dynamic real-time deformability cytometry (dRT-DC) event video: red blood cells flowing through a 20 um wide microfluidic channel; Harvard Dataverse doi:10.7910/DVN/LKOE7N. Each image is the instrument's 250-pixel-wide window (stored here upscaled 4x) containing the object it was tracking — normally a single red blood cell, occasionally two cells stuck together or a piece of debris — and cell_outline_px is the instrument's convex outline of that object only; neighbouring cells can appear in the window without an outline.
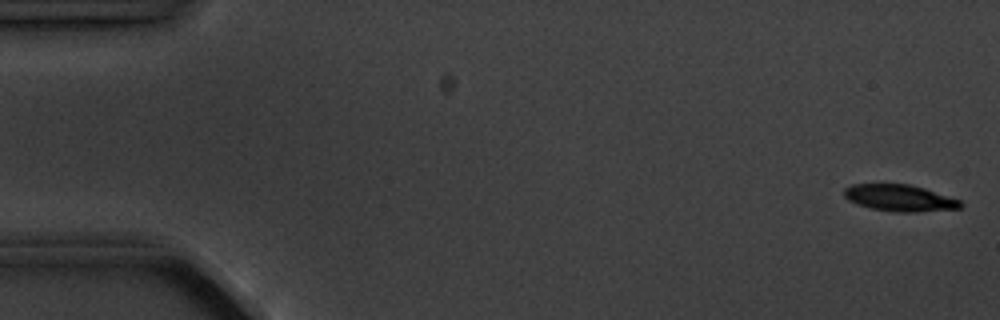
{"species": "common noctule bat (a hibernating species)", "species_latin": "Nyctalus noctula", "temperature_condition": "cold", "stored_images_in_passage": 5, "camera_frame_rate_fps": 3000, "um_per_image_px": 0.085, "animal": {"sex": "male", "body_mass_g": 20.1, "forearm_length_mm": 53.5}, "frame": {"image": 1, "passage_image": 1, "time_ms": 0.0, "image_size_px": [1000, 320], "cell_outline_px": [[964, 204], [960, 208], [916, 212], [892, 212], [872, 208], [848, 200], [844, 196], [844, 188], [852, 184], [908, 184], [924, 188], [960, 200]], "centroid_in_image_um": [76.48, 16.83], "position_along_channel_um": 8.5, "area_um2": 17.92}}